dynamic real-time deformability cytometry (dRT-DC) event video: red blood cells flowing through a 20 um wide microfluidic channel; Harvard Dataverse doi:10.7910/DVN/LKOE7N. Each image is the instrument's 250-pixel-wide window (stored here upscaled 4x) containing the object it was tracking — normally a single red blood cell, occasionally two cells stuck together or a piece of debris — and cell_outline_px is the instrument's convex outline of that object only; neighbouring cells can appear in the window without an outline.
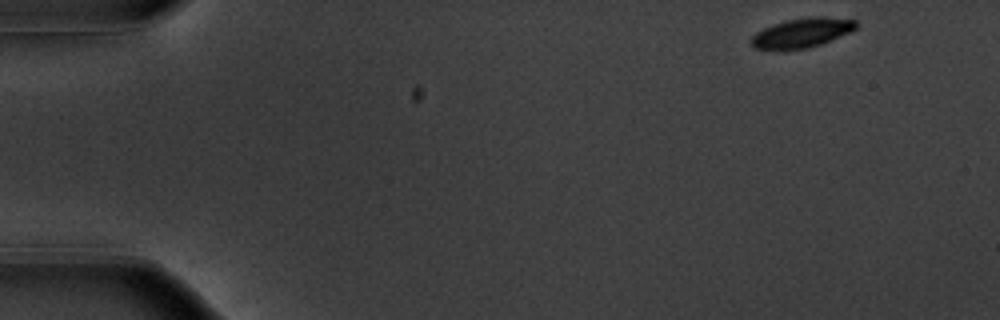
{"species": "common noctule bat (a hibernating species)", "species_latin": "Nyctalus noctula", "temperature_condition": "warm", "stored_images_in_passage": 19, "camera_frame_rate_fps": 3000, "um_per_image_px": 0.085, "animal": {"sex": "male", "body_mass_g": 20.1, "forearm_length_mm": 53.5}, "frame": {"image": 1, "passage_image": 1, "time_ms": 0.0, "image_size_px": [1000, 320], "cell_outline_px": [[860, 24], [856, 28], [832, 40], [808, 48], [756, 48], [752, 44], [752, 36], [756, 32], [764, 28], [788, 20], [812, 16], [824, 16], [856, 20]], "centroid_in_image_um": [68.25, 2.75], "position_along_channel_um": 16.8, "area_um2": 17.46}}
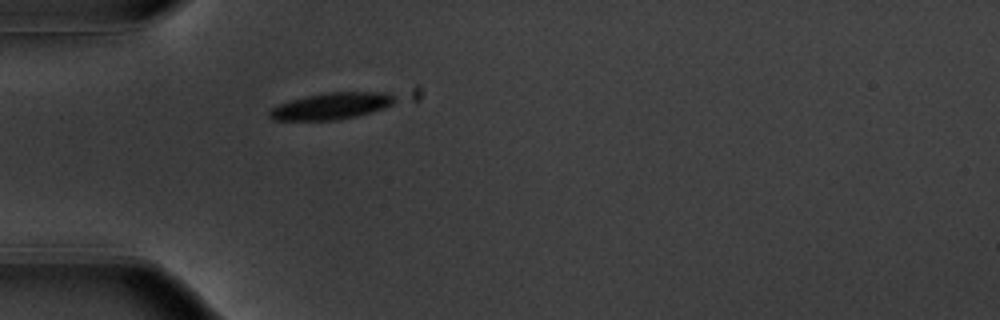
{"frame": {"image": 2, "passage_image": 13, "time_ms": 4.0, "image_size_px": [1000, 320], "cell_outline_px": [[396, 100], [392, 104], [384, 108], [372, 112], [340, 120], [272, 120], [268, 116], [268, 112], [272, 108], [288, 100], [328, 92], [388, 92], [396, 96]], "centroid_in_image_um": [28.19, 9.01], "position_along_channel_um": 56.8, "area_um2": 19.54}}